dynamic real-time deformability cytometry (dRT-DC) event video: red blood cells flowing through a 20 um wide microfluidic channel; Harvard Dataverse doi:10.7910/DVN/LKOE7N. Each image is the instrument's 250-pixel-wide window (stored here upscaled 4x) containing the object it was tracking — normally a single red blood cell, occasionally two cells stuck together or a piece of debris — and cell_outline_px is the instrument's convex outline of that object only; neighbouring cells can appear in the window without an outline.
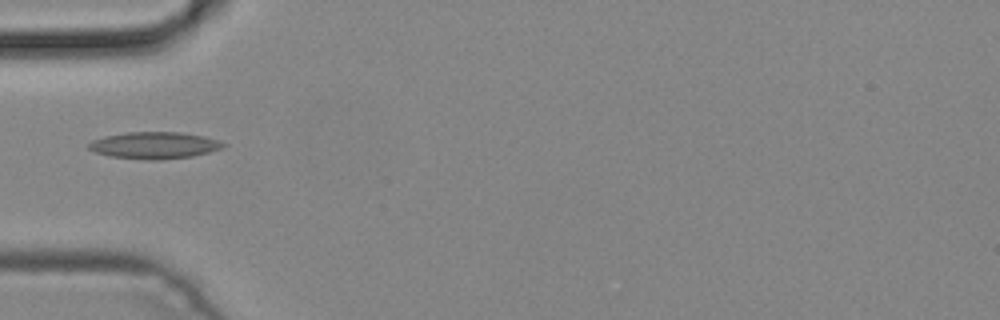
{"species": "common noctule bat (a hibernating species)", "species_latin": "Nyctalus noctula", "temperature_condition": "cold", "stored_images_in_passage": 5, "camera_frame_rate_fps": 3000, "um_per_image_px": 0.085, "animal": {"sex": "male", "body_mass_g": 19.2, "forearm_length_mm": 51.8}, "frame": {"image": 1, "passage_image": 4, "time_ms": 1.0, "image_size_px": [1000, 320], "cell_outline_px": [[228, 144], [220, 148], [208, 152], [192, 156], [160, 160], [148, 160], [108, 156], [96, 152], [88, 148], [88, 144], [92, 140], [104, 136], [128, 132], [180, 132], [204, 136], [220, 140]], "centroid_in_image_um": [13.12, 12.35], "position_along_channel_um": 71.9, "area_um2": 21.04}}
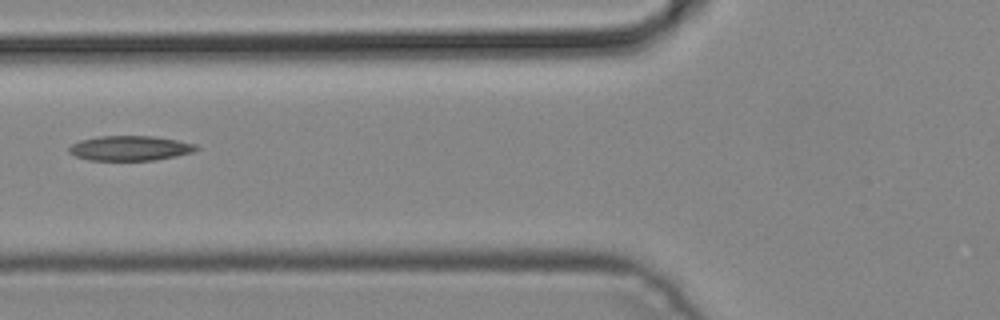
{"frame": {"image": 2, "passage_image": 5, "time_ms": 1.333, "image_size_px": [1000, 320], "cell_outline_px": [[200, 148], [192, 152], [176, 156], [156, 160], [88, 160], [76, 156], [68, 152], [68, 148], [72, 144], [80, 140], [100, 136], [152, 136], [176, 140], [196, 144]], "centroid_in_image_um": [11.05, 12.6], "position_along_channel_um": 114.8, "area_um2": 18.38}}